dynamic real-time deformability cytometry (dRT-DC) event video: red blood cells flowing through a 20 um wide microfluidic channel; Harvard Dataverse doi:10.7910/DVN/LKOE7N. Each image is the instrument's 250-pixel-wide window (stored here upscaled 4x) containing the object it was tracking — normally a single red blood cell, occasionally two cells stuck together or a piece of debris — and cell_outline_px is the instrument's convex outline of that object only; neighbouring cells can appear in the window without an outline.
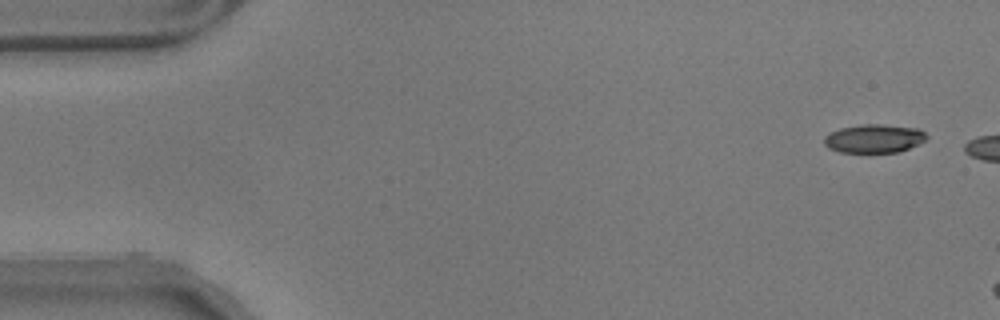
{"species": "common noctule bat (a hibernating species)", "species_latin": "Nyctalus noctula", "temperature_condition": "warm", "stored_images_in_passage": 5, "camera_frame_rate_fps": 3000, "um_per_image_px": 0.085, "animal": {"sex": "male", "body_mass_g": 17.9}, "frame": {"image": 1, "passage_image": 1, "time_ms": 0.0, "image_size_px": [1000, 320], "cell_outline_px": [[928, 136], [924, 140], [900, 152], [840, 152], [828, 148], [824, 144], [824, 136], [828, 132], [840, 128], [860, 124], [880, 124], [920, 128]], "centroid_in_image_um": [74.26, 11.76], "position_along_channel_um": 10.7, "area_um2": 17.11}}